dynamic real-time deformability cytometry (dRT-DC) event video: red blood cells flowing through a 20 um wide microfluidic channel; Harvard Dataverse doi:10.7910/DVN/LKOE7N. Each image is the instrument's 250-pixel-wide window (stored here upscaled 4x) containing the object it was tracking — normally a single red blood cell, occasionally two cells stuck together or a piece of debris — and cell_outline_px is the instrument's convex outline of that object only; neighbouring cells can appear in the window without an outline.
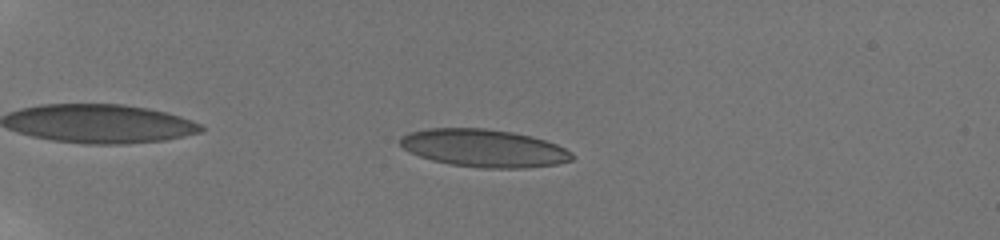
{"species": "human", "species_latin": "Homo sapiens", "temperature_condition": "room temperature", "stored_images_in_passage": 19, "camera_frame_rate_fps": 3000, "um_per_image_px": 0.085, "donor": {"sex": "male"}, "frame": {"image": 1, "passage_image": 5, "time_ms": 2.333, "image_size_px": [1000, 240], "cell_outline_px": [[572, 160], [556, 164], [524, 168], [484, 168], [452, 164], [432, 160], [408, 152], [400, 144], [400, 136], [408, 132], [428, 128], [484, 128], [512, 132], [532, 136], [556, 144], [572, 152]], "centroid_in_image_um": [41.1, 12.58], "position_along_channel_um": 43.9, "area_um2": 37.69}}